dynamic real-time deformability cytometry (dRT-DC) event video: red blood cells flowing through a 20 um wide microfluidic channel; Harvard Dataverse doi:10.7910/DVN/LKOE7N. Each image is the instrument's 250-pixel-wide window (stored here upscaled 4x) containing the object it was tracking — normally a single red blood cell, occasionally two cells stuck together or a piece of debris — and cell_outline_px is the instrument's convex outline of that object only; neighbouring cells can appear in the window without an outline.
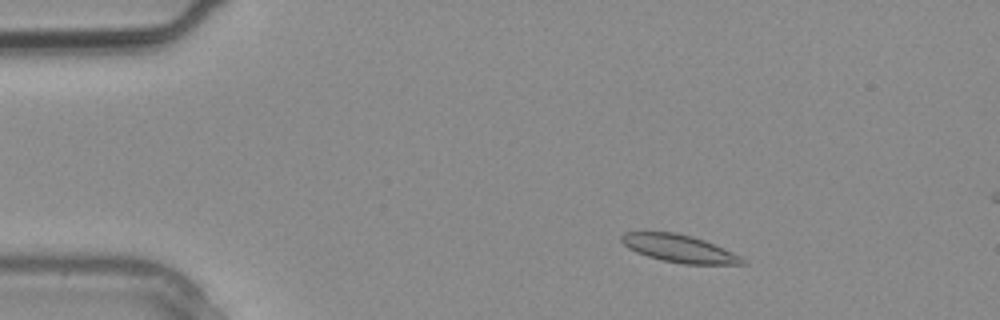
{"species": "common noctule bat (a hibernating species)", "species_latin": "Nyctalus noctula", "temperature_condition": "warm", "stored_images_in_passage": 3, "camera_frame_rate_fps": 3000, "um_per_image_px": 0.085, "animal": {"sex": "male", "body_mass_g": 20.4}, "frame": {"image": 1, "passage_image": 1, "time_ms": 0.0, "image_size_px": [1000, 320], "cell_outline_px": [[748, 264], [684, 264], [664, 260], [648, 256], [636, 252], [628, 248], [620, 240], [620, 236], [624, 232], [672, 232], [692, 236], [704, 240], [724, 248], [740, 256]], "centroid_in_image_um": [57.72, 21.12], "position_along_channel_um": 27.3, "area_um2": 19.25}}